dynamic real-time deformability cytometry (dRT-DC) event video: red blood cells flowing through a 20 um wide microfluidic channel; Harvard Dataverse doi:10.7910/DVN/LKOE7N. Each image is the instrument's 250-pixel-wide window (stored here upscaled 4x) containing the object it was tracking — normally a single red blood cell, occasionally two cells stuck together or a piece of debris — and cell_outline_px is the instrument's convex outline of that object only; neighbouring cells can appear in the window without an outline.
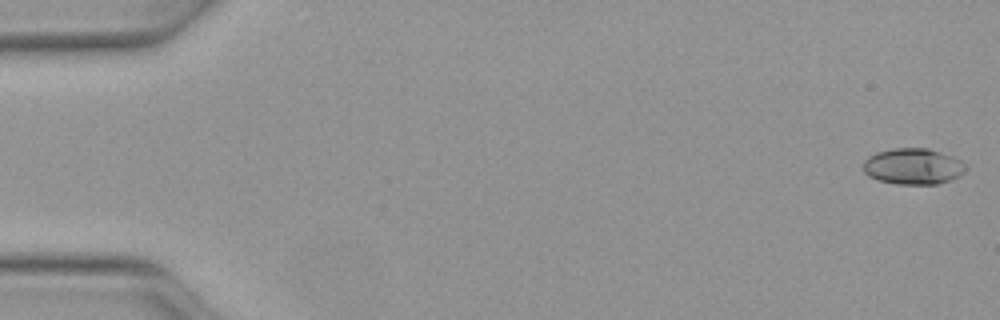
{"species": "Egyptian fruit bat (a non-hibernating species)", "species_latin": "Rousettus aegyptiacus", "temperature_condition": "warm", "stored_images_in_passage": 51, "segment_of_instrument_passage": [1, 2], "camera_frame_rate_fps": 3000, "um_per_image_px": 0.085, "animal": {"sex": "female"}, "frame": {"image": 1, "passage_image": 1, "time_ms": 0.0, "image_size_px": [1000, 320], "cell_outline_px": [[968, 168], [960, 176], [936, 184], [896, 184], [880, 180], [868, 176], [864, 172], [864, 160], [868, 156], [876, 152], [892, 148], [928, 148], [952, 156], [960, 160]], "centroid_in_image_um": [77.61, 14.13], "position_along_channel_um": 7.4, "area_um2": 21.56}}
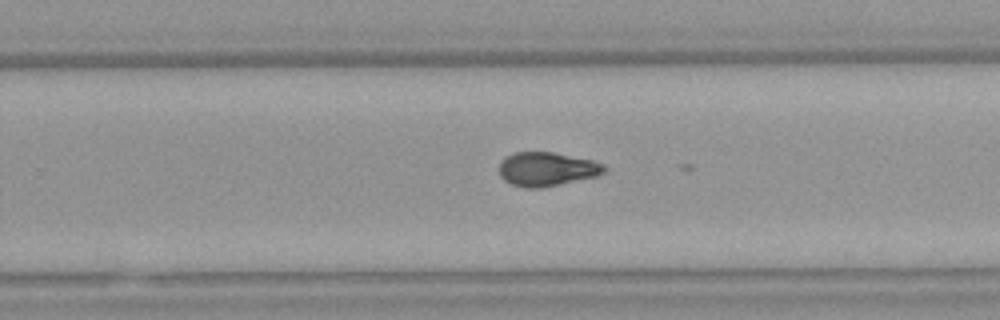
{"frame": {"image": 2, "passage_image": 32, "time_ms": 10.333, "image_size_px": [1000, 320], "cell_outline_px": [[608, 168], [604, 172], [596, 176], [544, 188], [524, 188], [512, 184], [504, 180], [500, 176], [500, 160], [504, 156], [516, 152], [552, 152], [592, 160], [604, 164]], "centroid_in_image_um": [46.47, 14.38], "position_along_channel_um": 283.3, "area_um2": 20.92}}
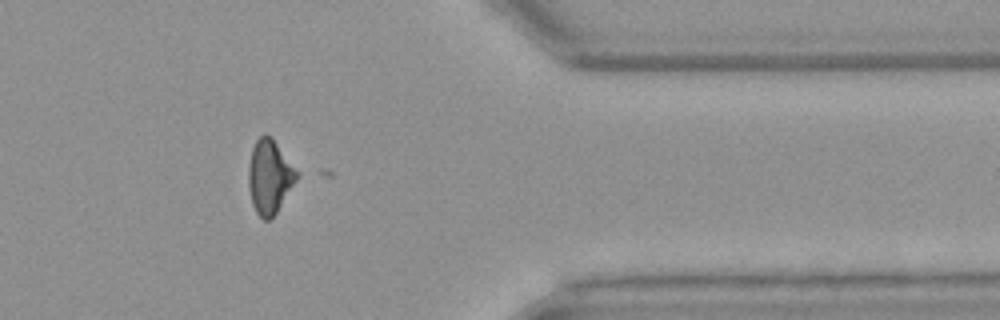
{"frame": {"image": 3, "passage_image": 41, "time_ms": 13.333, "image_size_px": [1000, 320], "cell_outline_px": [[300, 176], [276, 212], [268, 220], [264, 220], [256, 212], [252, 204], [248, 188], [248, 164], [252, 148], [256, 140], [264, 132], [272, 136]], "centroid_in_image_um": [22.89, 14.99], "position_along_channel_um": 388.5, "area_um2": 20.81}}